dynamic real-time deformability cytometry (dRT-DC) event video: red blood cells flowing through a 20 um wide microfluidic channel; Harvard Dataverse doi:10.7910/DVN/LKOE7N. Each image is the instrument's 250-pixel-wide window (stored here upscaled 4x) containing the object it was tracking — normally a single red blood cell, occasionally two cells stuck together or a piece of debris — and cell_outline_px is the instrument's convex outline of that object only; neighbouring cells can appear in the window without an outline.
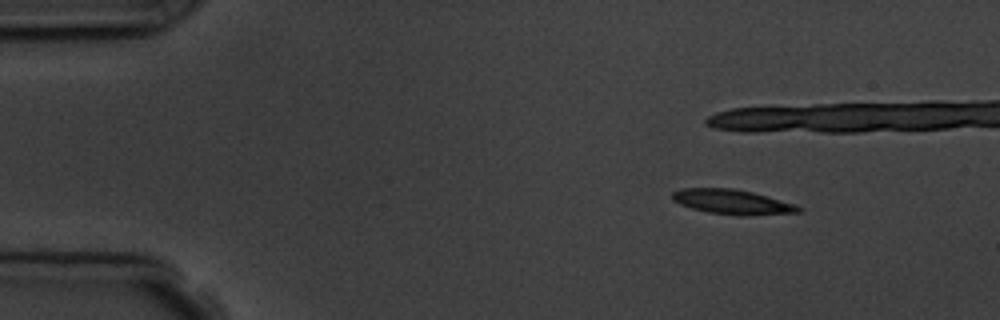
{"species": "common noctule bat (a hibernating species)", "species_latin": "Nyctalus noctula", "temperature_condition": "room temperature", "stored_images_in_passage": 8, "camera_frame_rate_fps": 3000, "um_per_image_px": 0.085, "animal": {"sex": "male", "body_mass_g": 19.5, "forearm_length_mm": 54.6}, "frame": {"image": 1, "passage_image": 2, "time_ms": 1.333, "image_size_px": [1000, 320], "cell_outline_px": [[804, 208], [800, 212], [744, 216], [740, 216], [708, 212], [692, 208], [680, 204], [672, 200], [672, 192], [684, 188], [732, 188], [752, 192], [796, 204]], "centroid_in_image_um": [62.27, 17.16], "position_along_channel_um": 22.7, "area_um2": 18.21}}
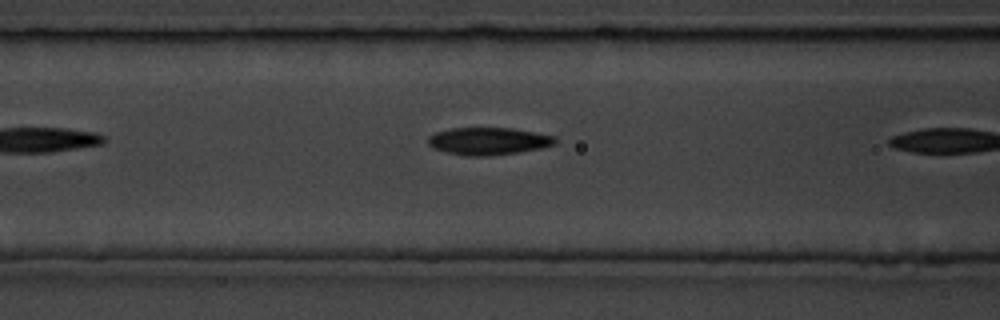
{"frame": {"image": 2, "passage_image": 7, "time_ms": 7.667, "image_size_px": [1000, 320], "cell_outline_px": [[556, 144], [540, 148], [520, 152], [484, 156], [464, 156], [432, 148], [428, 144], [428, 136], [436, 132], [452, 128], [512, 128], [556, 136]], "centroid_in_image_um": [41.51, 11.99], "position_along_channel_um": 125.1, "area_um2": 20.29}}